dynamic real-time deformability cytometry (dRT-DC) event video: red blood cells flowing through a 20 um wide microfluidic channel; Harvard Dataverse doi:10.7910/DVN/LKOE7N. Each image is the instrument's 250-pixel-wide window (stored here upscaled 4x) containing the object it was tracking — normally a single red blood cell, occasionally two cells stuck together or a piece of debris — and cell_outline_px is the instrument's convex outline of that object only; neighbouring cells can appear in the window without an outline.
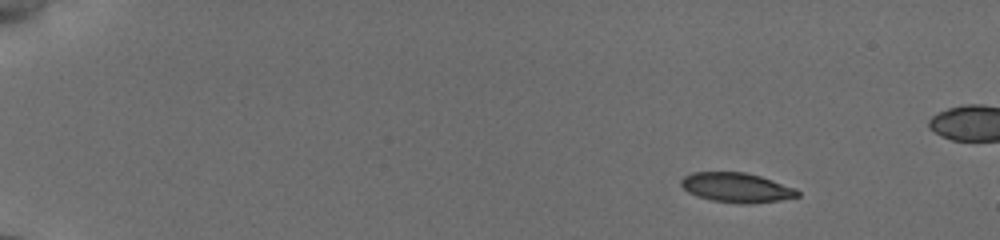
{"species": "common noctule bat (a hibernating species)", "species_latin": "Nyctalus noctula", "temperature_condition": "cold", "stored_images_in_passage": 8, "camera_frame_rate_fps": 3000, "um_per_image_px": 0.085, "animal": {"sex": "female", "body_mass_g": 19.5, "forearm_length_mm": 54.1}, "frame": {"image": 1, "passage_image": 1, "time_ms": 0.0, "image_size_px": [1000, 240], "cell_outline_px": [[800, 196], [780, 200], [748, 204], [712, 200], [696, 196], [688, 192], [680, 184], [680, 180], [684, 176], [692, 172], [744, 172], [760, 176], [796, 188], [800, 192]], "centroid_in_image_um": [62.61, 15.94], "position_along_channel_um": 22.4, "area_um2": 20.06}}